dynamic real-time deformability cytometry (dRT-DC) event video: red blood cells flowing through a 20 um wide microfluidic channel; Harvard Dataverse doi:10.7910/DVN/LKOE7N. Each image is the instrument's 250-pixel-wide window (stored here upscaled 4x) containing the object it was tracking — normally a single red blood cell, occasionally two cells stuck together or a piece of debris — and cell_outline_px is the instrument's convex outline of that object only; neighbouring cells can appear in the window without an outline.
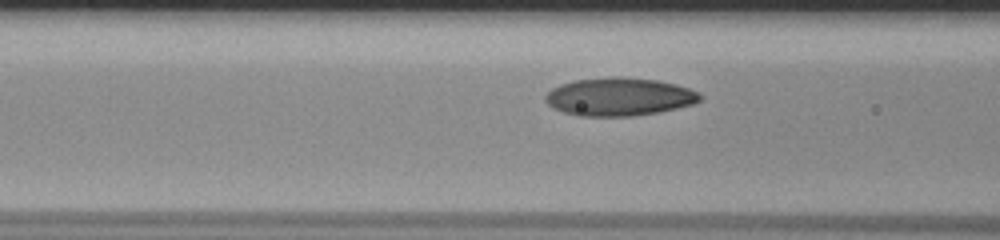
{"species": "human", "species_latin": "Homo sapiens", "temperature_condition": "room temperature", "stored_images_in_passage": 12, "camera_frame_rate_fps": 3000, "um_per_image_px": 0.085, "donor": {"sex": "male"}, "frame": {"image": 1, "passage_image": 9, "time_ms": 2.667, "image_size_px": [1000, 240], "cell_outline_px": [[700, 100], [692, 104], [676, 108], [656, 112], [632, 116], [576, 116], [552, 108], [544, 100], [544, 96], [552, 88], [560, 84], [572, 80], [612, 76], [620, 76], [656, 80], [676, 84], [700, 92]], "centroid_in_image_um": [52.58, 8.21], "position_along_channel_um": 114.0, "area_um2": 34.45}}